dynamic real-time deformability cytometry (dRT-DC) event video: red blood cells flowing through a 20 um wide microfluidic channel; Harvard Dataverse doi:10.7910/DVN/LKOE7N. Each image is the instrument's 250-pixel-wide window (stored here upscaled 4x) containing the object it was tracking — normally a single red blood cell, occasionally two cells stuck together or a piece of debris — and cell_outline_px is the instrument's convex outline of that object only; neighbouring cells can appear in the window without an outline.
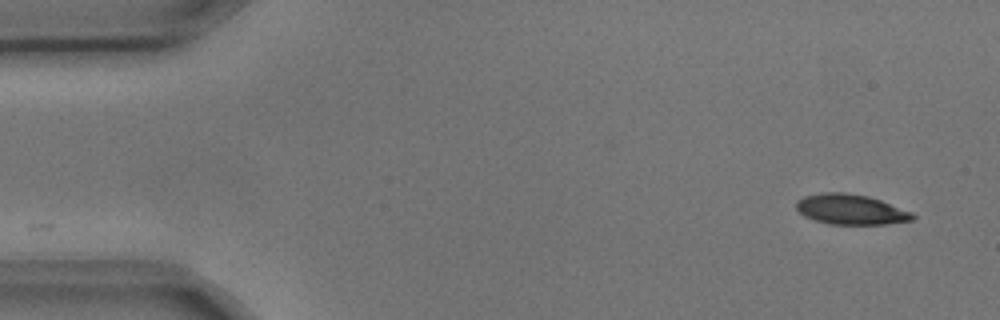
{"species": "common noctule bat (a hibernating species)", "species_latin": "Nyctalus noctula", "temperature_condition": "cold", "stored_images_in_passage": 2, "camera_frame_rate_fps": 3000, "um_per_image_px": 0.085, "animal": {"sex": "male", "body_mass_g": 17.9, "forearm_length_mm": 54.2}, "frame": {"image": 1, "passage_image": 2, "time_ms": 0.333, "image_size_px": [1000, 320], "cell_outline_px": [[916, 216], [912, 220], [884, 224], [828, 224], [804, 216], [796, 208], [796, 200], [804, 196], [820, 192], [844, 192], [868, 196], [880, 200], [912, 212]], "centroid_in_image_um": [72.29, 17.79], "position_along_channel_um": 12.7, "area_um2": 20.46}}